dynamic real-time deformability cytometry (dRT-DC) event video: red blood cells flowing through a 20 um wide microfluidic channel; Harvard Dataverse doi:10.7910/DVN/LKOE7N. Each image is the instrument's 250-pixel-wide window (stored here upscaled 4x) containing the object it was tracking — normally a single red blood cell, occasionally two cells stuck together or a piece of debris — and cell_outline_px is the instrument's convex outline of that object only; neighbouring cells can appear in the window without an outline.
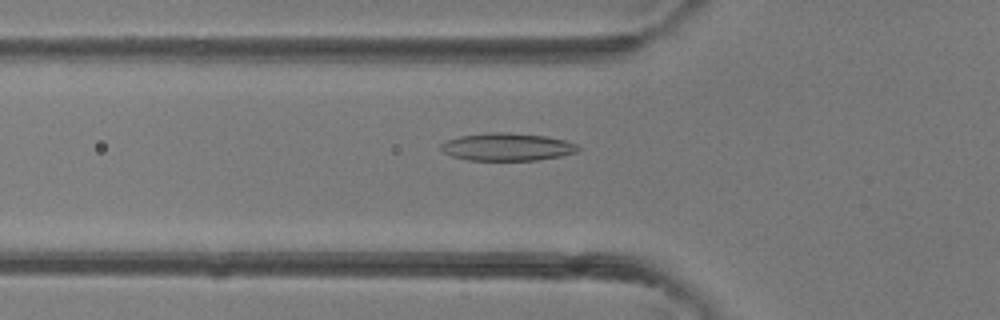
{"species": "common noctule bat (a hibernating species)", "species_latin": "Nyctalus noctula", "temperature_condition": "room temperature", "stored_images_in_passage": 25, "camera_frame_rate_fps": 3000, "um_per_image_px": 0.085, "animal": {"sex": "female"}, "frame": {"image": 1, "passage_image": 7, "time_ms": 2.0, "image_size_px": [1000, 320], "cell_outline_px": [[580, 148], [576, 152], [560, 156], [536, 160], [468, 160], [452, 156], [444, 152], [440, 148], [440, 144], [448, 140], [460, 136], [492, 132], [508, 132], [544, 136], [564, 140], [576, 144]], "centroid_in_image_um": [43.09, 12.49], "position_along_channel_um": 82.7, "area_um2": 21.91}}
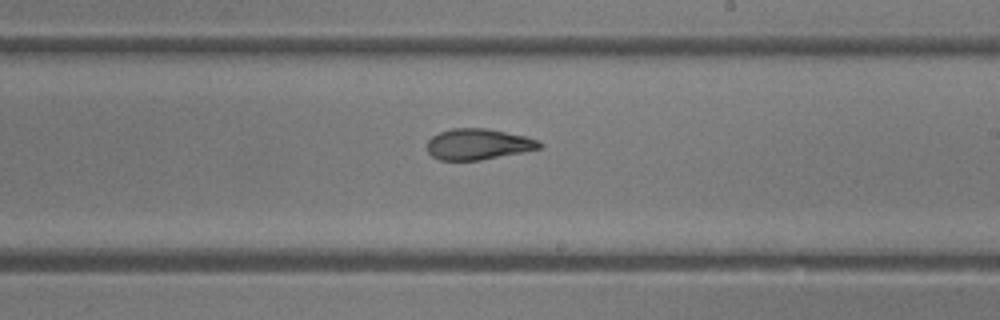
{"frame": {"image": 2, "passage_image": 17, "time_ms": 5.333, "image_size_px": [1000, 320], "cell_outline_px": [[544, 144], [540, 148], [480, 160], [440, 160], [432, 156], [428, 152], [428, 140], [432, 136], [440, 132], [452, 128], [488, 128], [524, 136], [540, 140]], "centroid_in_image_um": [40.64, 12.25], "position_along_channel_um": 248.4, "area_um2": 20.11}}
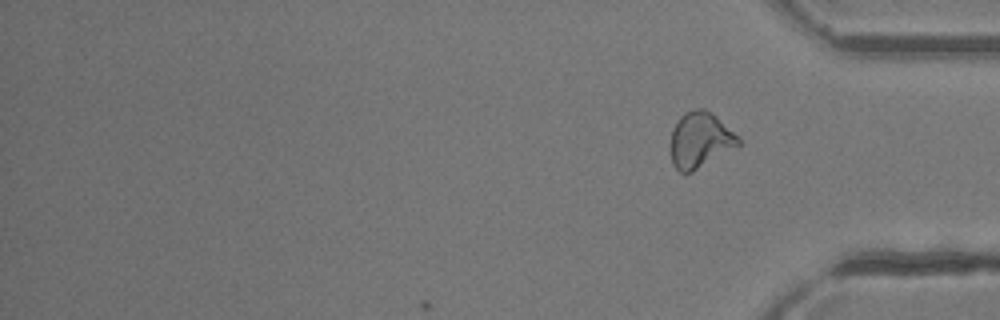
{"frame": {"image": 3, "passage_image": 25, "time_ms": 8.0, "image_size_px": [1000, 320], "cell_outline_px": [[740, 144], [692, 172], [680, 172], [672, 164], [668, 148], [668, 144], [672, 128], [676, 120], [684, 112], [696, 108], [704, 108], [712, 112], [740, 140]], "centroid_in_image_um": [59.41, 11.89], "position_along_channel_um": 375.8, "area_um2": 22.08}}